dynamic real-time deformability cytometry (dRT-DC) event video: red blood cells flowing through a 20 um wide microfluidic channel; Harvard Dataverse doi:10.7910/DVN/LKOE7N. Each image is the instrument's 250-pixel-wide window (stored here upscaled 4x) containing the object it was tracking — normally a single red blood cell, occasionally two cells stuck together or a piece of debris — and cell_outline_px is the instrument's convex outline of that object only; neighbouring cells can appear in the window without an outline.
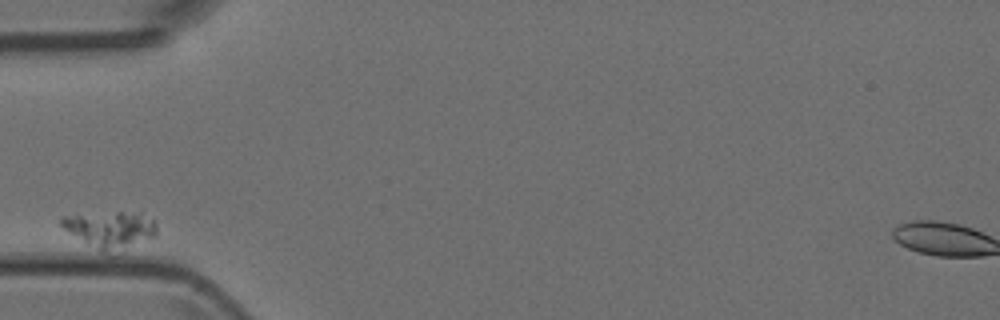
{"species": "Egyptian fruit bat (a non-hibernating species)", "species_latin": "Rousettus aegyptiacus", "temperature_condition": "room temperature", "stored_images_in_passage": 8, "camera_frame_rate_fps": 3000, "um_per_image_px": 0.085, "animal": {"sex": "female"}, "frame": {"image": 1, "passage_image": 1, "time_ms": 0.0, "image_size_px": [1000, 320], "cell_outline_px": [[156, 236], [112, 256], [108, 256], [68, 232], [60, 224], [60, 216], [76, 212], [140, 212], [156, 220]], "centroid_in_image_um": [9.37, 19.51], "position_along_channel_um": 75.6, "area_um2": 21.56}}
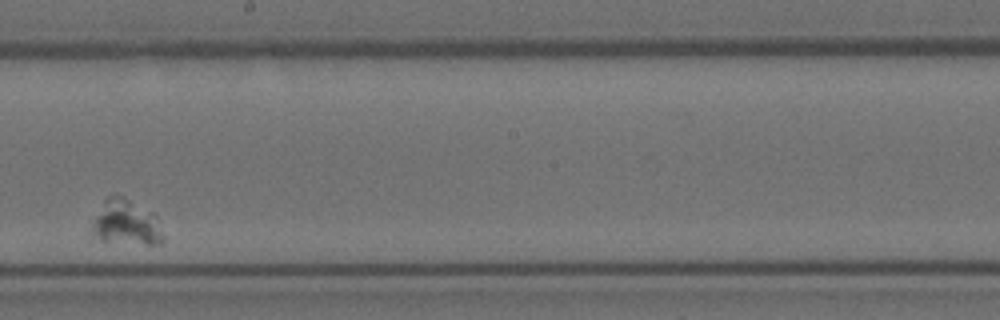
{"frame": {"image": 2, "passage_image": 5, "time_ms": 5.333, "image_size_px": [1000, 320], "cell_outline_px": [[164, 240], [160, 244], [148, 244], [100, 240], [88, 232], [104, 200], [108, 196], [124, 196], [152, 212], [156, 216], [164, 236]], "centroid_in_image_um": [10.72, 18.93], "position_along_channel_um": 237.5, "area_um2": 18.67}}
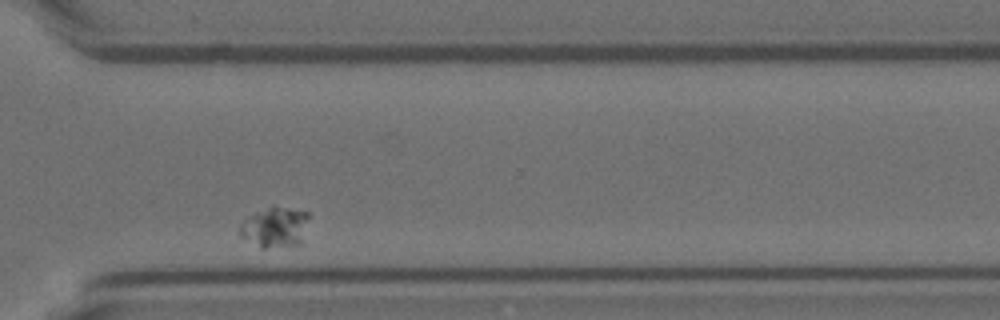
{"frame": {"image": 3, "passage_image": 8, "time_ms": 8.667, "image_size_px": [1000, 320], "cell_outline_px": [[308, 216], [300, 244], [264, 248], [260, 248], [240, 236], [240, 224], [248, 216], [272, 204], [308, 212]], "centroid_in_image_um": [23.33, 19.28], "position_along_channel_um": 347.3, "area_um2": 16.18}}